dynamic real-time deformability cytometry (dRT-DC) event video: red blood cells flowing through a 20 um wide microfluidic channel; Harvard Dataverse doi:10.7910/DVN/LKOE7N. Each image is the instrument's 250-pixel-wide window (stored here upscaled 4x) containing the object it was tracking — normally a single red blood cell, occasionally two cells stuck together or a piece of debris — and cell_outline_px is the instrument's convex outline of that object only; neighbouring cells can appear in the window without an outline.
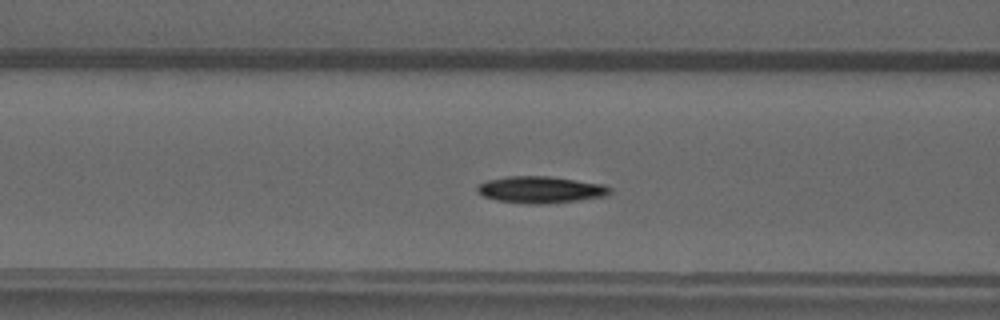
{"species": "common noctule bat (a hibernating species)", "species_latin": "Nyctalus noctula", "temperature_condition": "warm", "stored_images_in_passage": 45, "camera_frame_rate_fps": 3000, "um_per_image_px": 0.085, "animal": {"sex": "male", "forearm_length_mm": 52.5}, "frame": {"image": 1, "passage_image": 16, "time_ms": 5.0, "image_size_px": [1000, 320], "cell_outline_px": [[612, 192], [608, 196], [548, 204], [524, 204], [496, 200], [484, 196], [476, 192], [476, 188], [480, 184], [488, 180], [508, 176], [548, 176], [604, 184], [612, 188]], "centroid_in_image_um": [45.98, 16.13], "position_along_channel_um": 120.6, "area_um2": 20.87}}
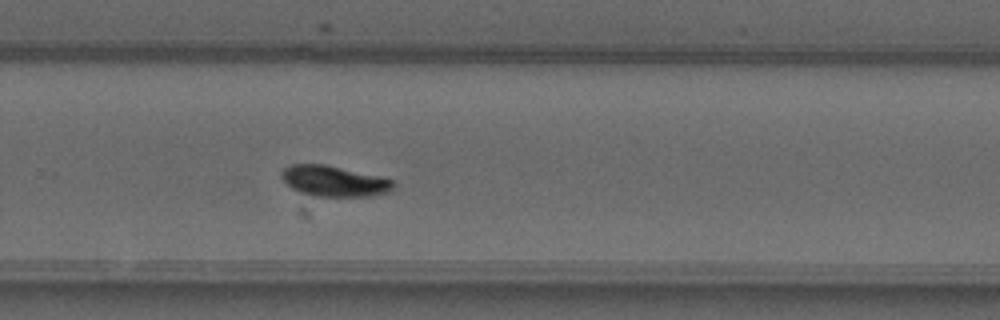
{"frame": {"image": 2, "passage_image": 29, "time_ms": 9.333, "image_size_px": [1000, 320], "cell_outline_px": [[396, 184], [388, 192], [372, 196], [312, 196], [300, 192], [292, 188], [284, 180], [280, 172], [284, 168], [292, 164], [324, 164], [380, 176], [392, 180]], "centroid_in_image_um": [28.4, 15.39], "position_along_channel_um": 301.4, "area_um2": 19.88}}
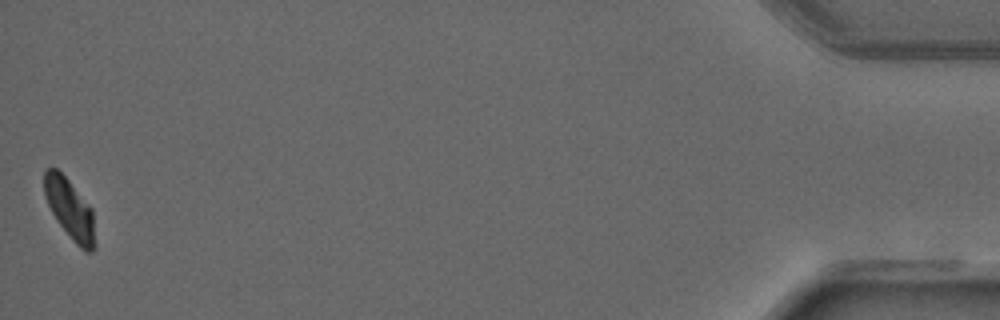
{"frame": {"image": 3, "passage_image": 45, "time_ms": 14.667, "image_size_px": [1000, 320], "cell_outline_px": [[96, 248], [92, 252], [84, 252], [72, 240], [56, 220], [44, 196], [44, 168], [56, 168], [68, 180], [92, 208]], "centroid_in_image_um": [5.94, 17.8], "position_along_channel_um": 429.3, "area_um2": 17.86}}